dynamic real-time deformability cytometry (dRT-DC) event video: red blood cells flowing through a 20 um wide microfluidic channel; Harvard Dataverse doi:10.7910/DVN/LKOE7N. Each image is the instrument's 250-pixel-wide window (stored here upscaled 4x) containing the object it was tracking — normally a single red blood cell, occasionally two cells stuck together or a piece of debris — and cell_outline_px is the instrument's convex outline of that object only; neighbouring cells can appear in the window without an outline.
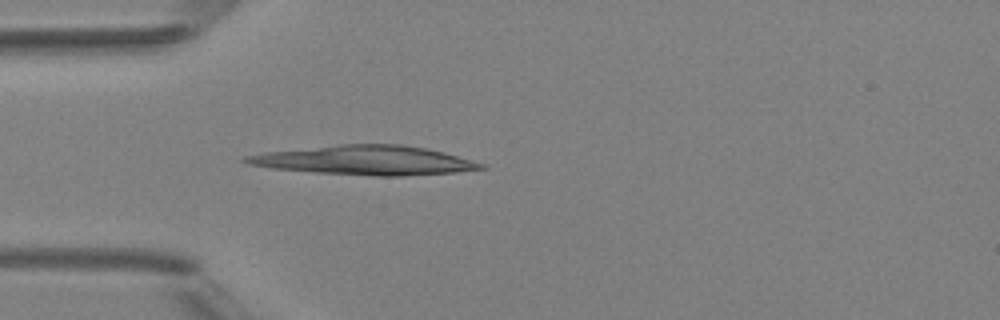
{"species": "Egyptian fruit bat (a non-hibernating species)", "species_latin": "Rousettus aegyptiacus", "temperature_condition": "room temperature", "stored_images_in_passage": 4, "camera_frame_rate_fps": 3000, "um_per_image_px": 0.085, "animal": {"sex": "female"}, "frame": {"image": 1, "passage_image": 4, "time_ms": 3.333, "image_size_px": [1000, 320], "cell_outline_px": [[488, 168], [456, 172], [404, 176], [376, 176], [316, 172], [272, 168], [248, 164], [240, 160], [244, 156], [264, 152], [340, 144], [400, 144], [428, 148], [444, 152], [484, 164]], "centroid_in_image_um": [31.02, 13.62], "position_along_channel_um": 54.0, "area_um2": 40.06}}